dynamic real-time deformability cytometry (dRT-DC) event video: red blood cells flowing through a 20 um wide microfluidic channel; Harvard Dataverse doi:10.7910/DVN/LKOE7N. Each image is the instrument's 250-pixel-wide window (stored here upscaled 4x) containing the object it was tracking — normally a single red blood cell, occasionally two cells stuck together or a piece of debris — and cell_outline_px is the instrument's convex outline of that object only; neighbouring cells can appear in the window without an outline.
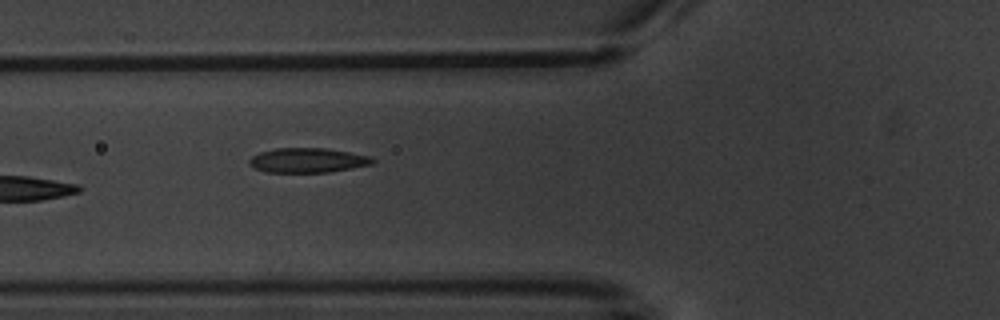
{"species": "common noctule bat (a hibernating species)", "species_latin": "Nyctalus noctula", "temperature_condition": "warm", "stored_images_in_passage": 5, "camera_frame_rate_fps": 3000, "um_per_image_px": 0.085, "animal": {"sex": "male", "body_mass_g": 20.1, "forearm_length_mm": 53.5}, "frame": {"image": 1, "passage_image": 5, "time_ms": 4.667, "image_size_px": [1000, 320], "cell_outline_px": [[376, 160], [372, 164], [328, 172], [264, 172], [248, 164], [248, 160], [252, 156], [260, 152], [276, 148], [328, 148], [372, 156]], "centroid_in_image_um": [26.16, 13.62], "position_along_channel_um": 99.6, "area_um2": 17.74}}